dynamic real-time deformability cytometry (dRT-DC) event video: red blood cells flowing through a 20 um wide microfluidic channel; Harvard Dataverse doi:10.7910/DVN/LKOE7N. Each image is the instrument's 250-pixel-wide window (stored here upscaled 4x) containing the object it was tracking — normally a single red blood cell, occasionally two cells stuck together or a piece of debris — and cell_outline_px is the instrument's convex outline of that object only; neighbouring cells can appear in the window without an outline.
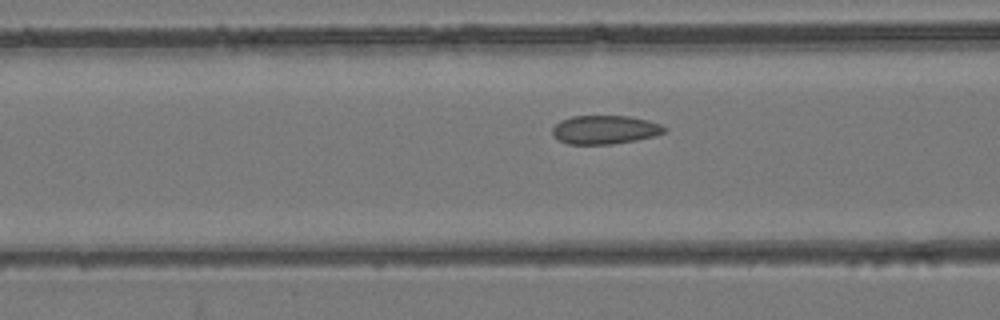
{"species": "common noctule bat (a hibernating species)", "species_latin": "Nyctalus noctula", "temperature_condition": "room temperature", "stored_images_in_passage": 34, "segment_of_instrument_passage": [1, 2], "camera_frame_rate_fps": 3000, "um_per_image_px": 0.085, "animal": {"sex": "female", "body_mass_g": 24.6, "forearm_length_mm": 56.2}, "frame": {"image": 1, "passage_image": 4, "time_ms": 1.0, "image_size_px": [1000, 320], "cell_outline_px": [[668, 132], [636, 140], [612, 144], [568, 144], [560, 140], [552, 132], [552, 128], [560, 120], [572, 116], [628, 116], [648, 120], [660, 124], [668, 128]], "centroid_in_image_um": [51.45, 11.02], "position_along_channel_um": 115.2, "area_um2": 18.67}}
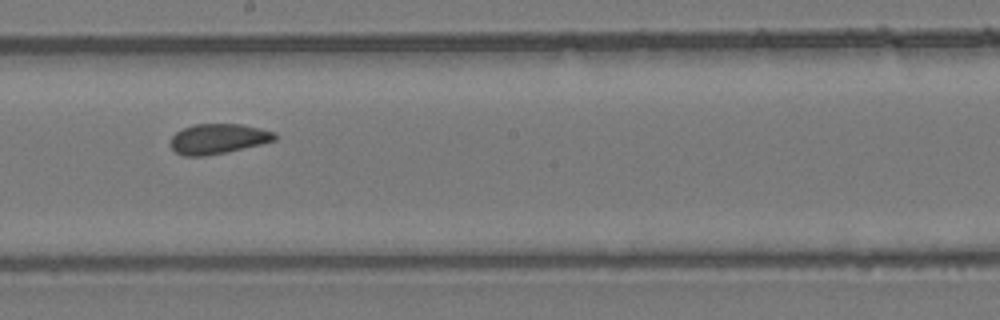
{"frame": {"image": 2, "passage_image": 12, "time_ms": 3.667, "image_size_px": [1000, 320], "cell_outline_px": [[276, 140], [260, 144], [224, 152], [204, 156], [184, 156], [176, 152], [168, 144], [172, 136], [176, 132], [184, 128], [196, 124], [240, 124], [260, 128], [276, 132]], "centroid_in_image_um": [18.51, 11.79], "position_along_channel_um": 229.7, "area_um2": 18.15}}
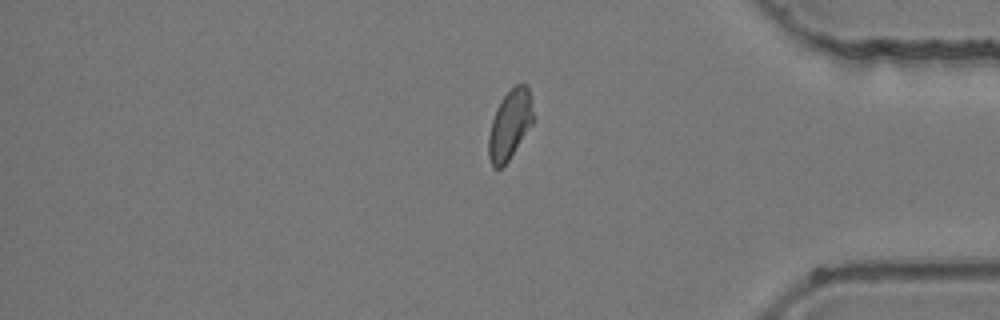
{"frame": {"image": 3, "passage_image": 25, "time_ms": 8.0, "image_size_px": [1000, 320], "cell_outline_px": [[532, 124], [508, 160], [500, 168], [492, 168], [488, 156], [488, 136], [492, 120], [496, 108], [504, 96], [516, 84], [524, 84], [528, 88], [532, 112]], "centroid_in_image_um": [43.29, 10.62], "position_along_channel_um": 391.9, "area_um2": 17.57}}